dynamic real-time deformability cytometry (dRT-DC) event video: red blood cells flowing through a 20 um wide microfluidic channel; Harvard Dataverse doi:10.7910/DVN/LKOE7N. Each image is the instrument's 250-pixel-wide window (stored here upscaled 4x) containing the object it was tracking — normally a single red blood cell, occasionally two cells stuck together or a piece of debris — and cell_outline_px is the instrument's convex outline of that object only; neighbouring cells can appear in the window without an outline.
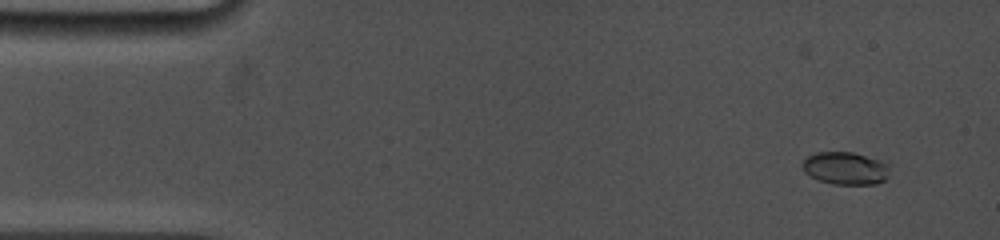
{"species": "common noctule bat (a hibernating species)", "species_latin": "Nyctalus noctula", "temperature_condition": "cold", "stored_images_in_passage": 7, "camera_frame_rate_fps": 5000, "um_per_image_px": 0.085, "animal": {"sex": "female", "body_mass_g": 19.0, "forearm_length_mm": 53.3}, "frame": {"image": 1, "passage_image": 2, "time_ms": 0.8, "image_size_px": [1000, 240], "cell_outline_px": [[888, 176], [884, 180], [876, 184], [832, 184], [820, 180], [804, 172], [804, 156], [816, 152], [852, 152], [876, 160], [884, 164], [888, 168]], "centroid_in_image_um": [71.81, 14.3], "position_along_channel_um": 13.2, "area_um2": 16.18}}
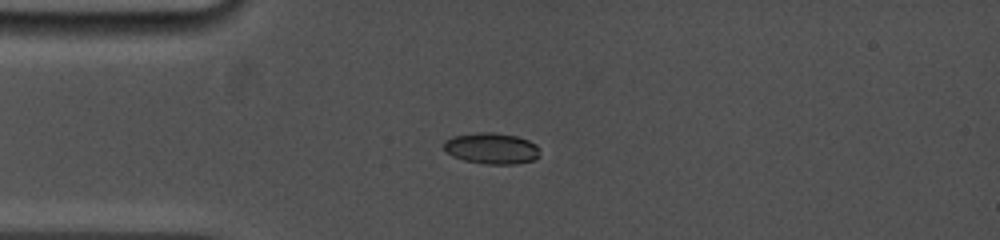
{"frame": {"image": 2, "passage_image": 6, "time_ms": 3.8, "image_size_px": [1000, 240], "cell_outline_px": [[540, 156], [532, 160], [516, 164], [488, 164], [464, 160], [452, 156], [444, 148], [444, 140], [452, 136], [480, 132], [492, 132], [516, 136], [528, 140], [536, 144]], "centroid_in_image_um": [41.78, 12.61], "position_along_channel_um": 43.2, "area_um2": 17.34}}